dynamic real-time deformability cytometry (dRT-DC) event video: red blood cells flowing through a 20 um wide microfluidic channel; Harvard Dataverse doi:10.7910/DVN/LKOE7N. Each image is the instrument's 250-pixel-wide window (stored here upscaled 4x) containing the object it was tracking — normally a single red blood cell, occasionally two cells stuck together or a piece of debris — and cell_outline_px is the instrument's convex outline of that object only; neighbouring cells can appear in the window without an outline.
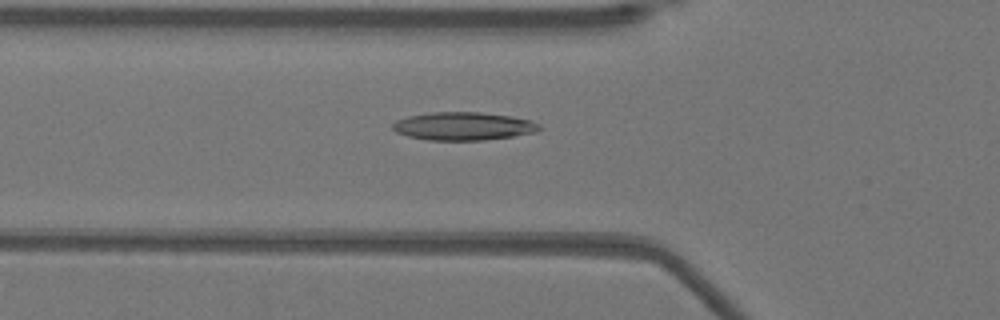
{"species": "Egyptian fruit bat (a non-hibernating species)", "species_latin": "Rousettus aegyptiacus", "temperature_condition": "warm", "stored_images_in_passage": 38, "camera_frame_rate_fps": 3000, "um_per_image_px": 0.085, "animal": {"sex": "female"}, "frame": {"image": 1, "passage_image": 11, "time_ms": 3.333, "image_size_px": [1000, 320], "cell_outline_px": [[544, 128], [536, 132], [512, 136], [484, 140], [428, 140], [408, 136], [396, 132], [392, 128], [392, 124], [396, 120], [408, 116], [432, 112], [480, 112], [512, 116], [528, 120], [540, 124]], "centroid_in_image_um": [39.39, 10.72], "position_along_channel_um": 86.4, "area_um2": 24.04}}
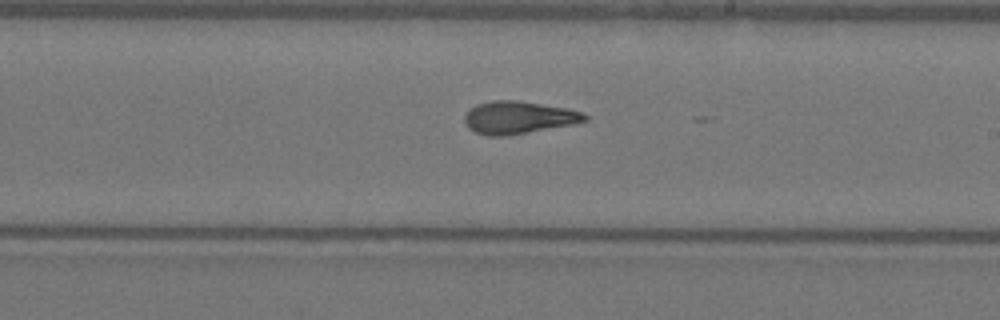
{"frame": {"image": 2, "passage_image": 23, "time_ms": 7.333, "image_size_px": [1000, 320], "cell_outline_px": [[588, 120], [572, 124], [508, 136], [488, 136], [476, 132], [468, 128], [464, 124], [464, 116], [476, 104], [492, 100], [516, 100], [564, 108], [580, 112], [588, 116]], "centroid_in_image_um": [44.02, 10.0], "position_along_channel_um": 245.0, "area_um2": 22.6}}
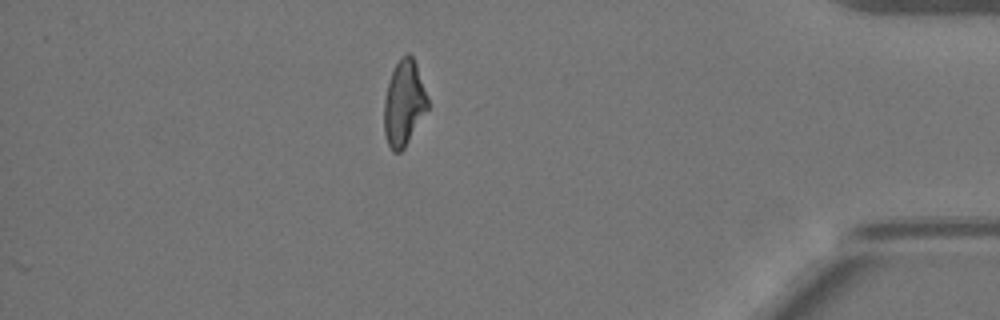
{"frame": {"image": 3, "passage_image": 38, "time_ms": 12.333, "image_size_px": [1000, 320], "cell_outline_px": [[428, 108], [404, 148], [400, 152], [392, 152], [388, 144], [384, 132], [384, 100], [388, 80], [400, 56], [408, 52], [412, 56], [416, 64], [428, 96]], "centroid_in_image_um": [34.32, 8.75], "position_along_channel_um": 400.9, "area_um2": 21.73}, "authors_computed_cell_mechanics": {"area_um2": 22.542, "velocity_mm_per_s": 3.9419, "shape_relaxation_time_tau1_ms": null, "shape_relaxation_time_tau2_ms": 2.5301, "deformation_change_tau1": null, "deformation_change_tau2": 0.1133}}